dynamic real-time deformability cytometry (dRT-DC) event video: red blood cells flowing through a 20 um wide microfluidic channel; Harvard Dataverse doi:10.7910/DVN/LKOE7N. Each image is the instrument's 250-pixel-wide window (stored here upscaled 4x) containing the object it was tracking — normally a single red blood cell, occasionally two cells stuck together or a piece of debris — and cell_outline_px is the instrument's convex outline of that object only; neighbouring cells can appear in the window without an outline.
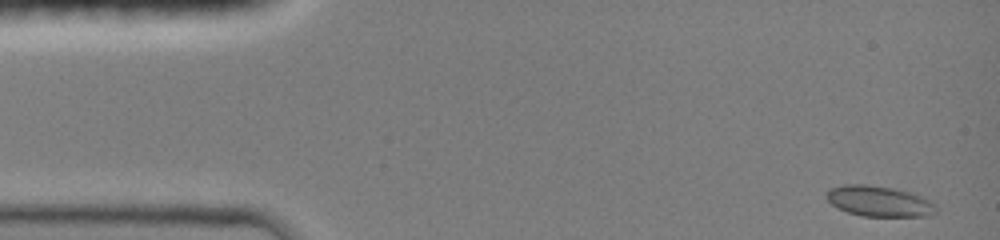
{"species": "common noctule bat (a hibernating species)", "species_latin": "Nyctalus noctula", "temperature_condition": "room temperature", "stored_images_in_passage": 10, "camera_frame_rate_fps": 3000, "um_per_image_px": 0.085, "animal": {"sex": "female", "body_mass_g": 19.0, "forearm_length_mm": 51.5}, "frame": {"image": 1, "passage_image": 1, "time_ms": 0.0, "image_size_px": [1000, 240], "cell_outline_px": [[936, 216], [860, 216], [848, 212], [832, 204], [828, 200], [828, 192], [832, 188], [848, 184], [864, 184], [892, 188], [908, 192], [920, 196], [928, 200], [936, 208]], "centroid_in_image_um": [74.76, 17.12], "position_along_channel_um": 10.2, "area_um2": 19.13}}
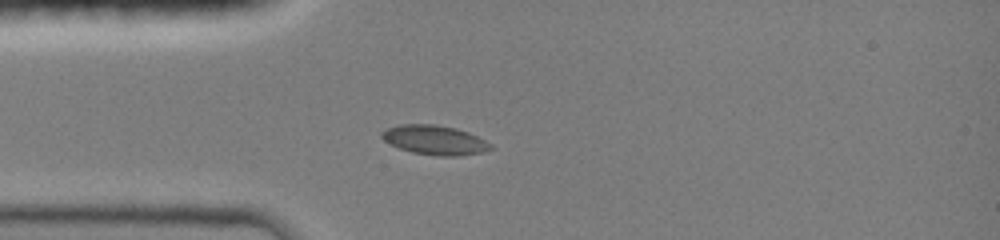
{"frame": {"image": 2, "passage_image": 9, "time_ms": 3.333, "image_size_px": [1000, 240], "cell_outline_px": [[492, 148], [480, 152], [456, 156], [440, 156], [412, 152], [400, 148], [384, 140], [380, 136], [380, 132], [388, 128], [400, 124], [432, 124], [456, 128], [468, 132], [492, 144]], "centroid_in_image_um": [36.92, 11.89], "position_along_channel_um": 48.1, "area_um2": 18.38}}